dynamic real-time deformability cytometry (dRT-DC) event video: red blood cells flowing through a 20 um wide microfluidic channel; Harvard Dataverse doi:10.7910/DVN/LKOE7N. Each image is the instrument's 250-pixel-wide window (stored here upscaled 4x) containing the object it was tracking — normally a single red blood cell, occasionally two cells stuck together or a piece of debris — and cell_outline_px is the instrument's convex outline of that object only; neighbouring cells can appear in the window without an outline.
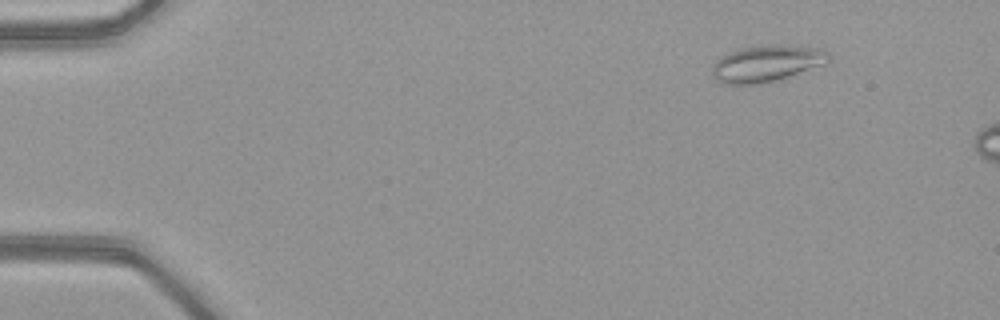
{"species": "common noctule bat (a hibernating species)", "species_latin": "Nyctalus noctula", "temperature_condition": "warm", "stored_images_in_passage": 14, "camera_frame_rate_fps": 3000, "um_per_image_px": 0.085, "animal": {"sex": "female", "body_mass_g": 21.9}, "frame": {"image": 1, "passage_image": 7, "time_ms": 2.0, "image_size_px": [1000, 320], "cell_outline_px": [[832, 60], [824, 64], [764, 84], [724, 84], [716, 80], [712, 76], [712, 64], [716, 60], [728, 52], [740, 48], [764, 44], [772, 44], [824, 48], [832, 56]], "centroid_in_image_um": [65.16, 5.38], "position_along_channel_um": 19.8, "area_um2": 25.14}}